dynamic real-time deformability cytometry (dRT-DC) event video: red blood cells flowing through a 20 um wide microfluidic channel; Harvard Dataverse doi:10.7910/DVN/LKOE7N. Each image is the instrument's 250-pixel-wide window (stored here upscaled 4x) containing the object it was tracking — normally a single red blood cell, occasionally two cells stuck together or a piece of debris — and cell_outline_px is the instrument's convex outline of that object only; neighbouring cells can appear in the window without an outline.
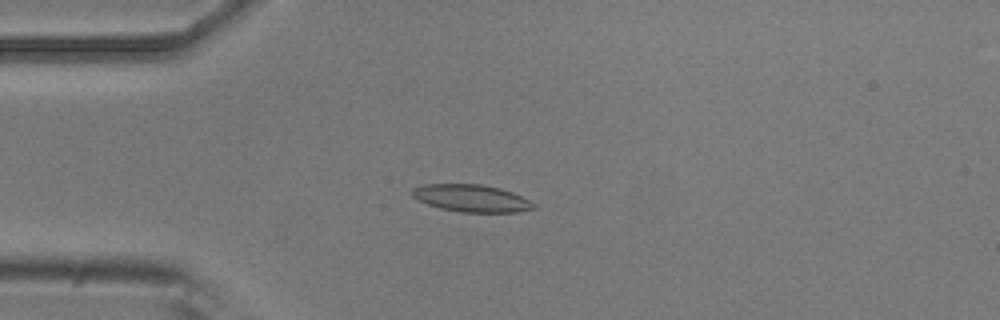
{"species": "common noctule bat (a hibernating species)", "species_latin": "Nyctalus noctula", "temperature_condition": "room temperature", "stored_images_in_passage": 5, "camera_frame_rate_fps": 3000, "um_per_image_px": 0.085, "animal": {"sex": "male", "body_mass_g": 20.5, "forearm_length_mm": 52.5}, "frame": {"image": 1, "passage_image": 3, "time_ms": 0.667, "image_size_px": [1000, 320], "cell_outline_px": [[536, 208], [516, 212], [460, 212], [440, 208], [428, 204], [412, 196], [412, 188], [424, 184], [480, 184], [500, 188], [512, 192], [536, 204]], "centroid_in_image_um": [40.07, 16.85], "position_along_channel_um": 44.9, "area_um2": 19.19}}
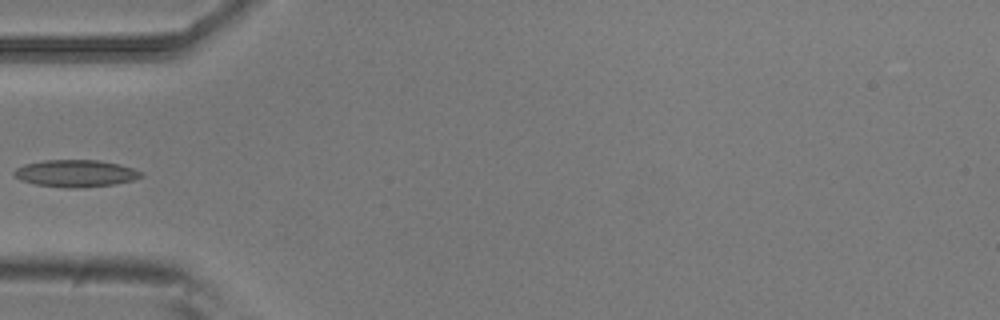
{"frame": {"image": 2, "passage_image": 4, "time_ms": 1.0, "image_size_px": [1000, 320], "cell_outline_px": [[144, 176], [132, 180], [116, 184], [80, 188], [64, 188], [36, 184], [20, 180], [12, 172], [16, 168], [24, 164], [44, 160], [96, 160], [120, 164], [144, 172]], "centroid_in_image_um": [6.45, 14.74], "position_along_channel_um": 78.6, "area_um2": 20.17}}
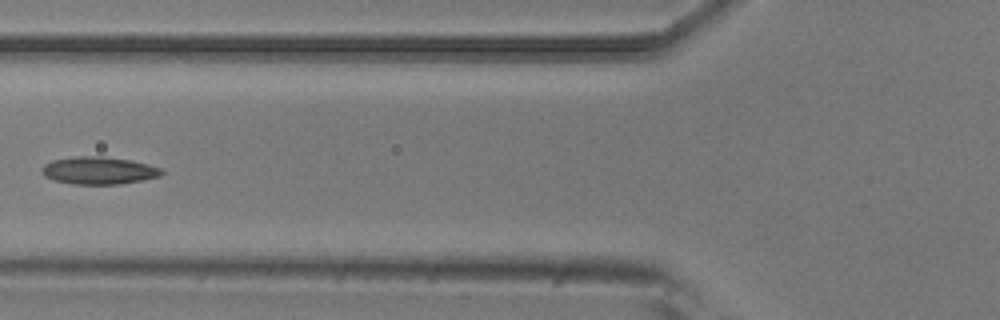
{"frame": {"image": 3, "passage_image": 5, "time_ms": 1.333, "image_size_px": [1000, 320], "cell_outline_px": [[164, 172], [160, 176], [120, 184], [72, 184], [56, 180], [44, 176], [40, 172], [44, 164], [52, 160], [76, 156], [100, 156], [132, 160], [148, 164], [160, 168]], "centroid_in_image_um": [8.38, 14.49], "position_along_channel_um": 117.4, "area_um2": 19.13}}